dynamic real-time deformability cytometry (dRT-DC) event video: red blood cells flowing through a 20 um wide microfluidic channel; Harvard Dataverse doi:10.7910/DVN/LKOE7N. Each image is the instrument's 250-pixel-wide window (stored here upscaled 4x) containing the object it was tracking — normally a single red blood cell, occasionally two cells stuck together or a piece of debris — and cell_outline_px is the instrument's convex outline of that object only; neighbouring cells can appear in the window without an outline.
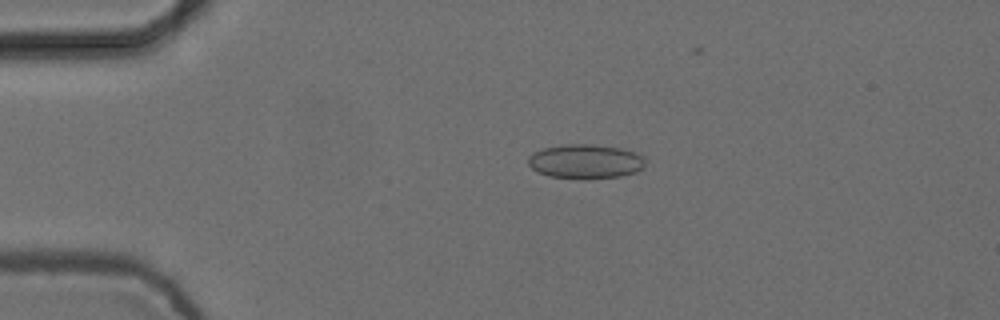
{"species": "common noctule bat (a hibernating species)", "species_latin": "Nyctalus noctula", "temperature_condition": "cold", "stored_images_in_passage": 4, "camera_frame_rate_fps": 3000, "um_per_image_px": 0.085, "animal": {"sex": "female", "body_mass_g": 24.6, "forearm_length_mm": 56.2}, "frame": {"image": 1, "passage_image": 3, "time_ms": 0.667, "image_size_px": [1000, 320], "cell_outline_px": [[648, 160], [644, 168], [636, 172], [620, 176], [588, 180], [580, 180], [548, 176], [536, 172], [528, 164], [528, 156], [532, 152], [544, 148], [564, 144], [592, 144], [624, 148], [636, 152], [644, 156]], "centroid_in_image_um": [49.8, 13.73], "position_along_channel_um": 35.2, "area_um2": 24.28}}